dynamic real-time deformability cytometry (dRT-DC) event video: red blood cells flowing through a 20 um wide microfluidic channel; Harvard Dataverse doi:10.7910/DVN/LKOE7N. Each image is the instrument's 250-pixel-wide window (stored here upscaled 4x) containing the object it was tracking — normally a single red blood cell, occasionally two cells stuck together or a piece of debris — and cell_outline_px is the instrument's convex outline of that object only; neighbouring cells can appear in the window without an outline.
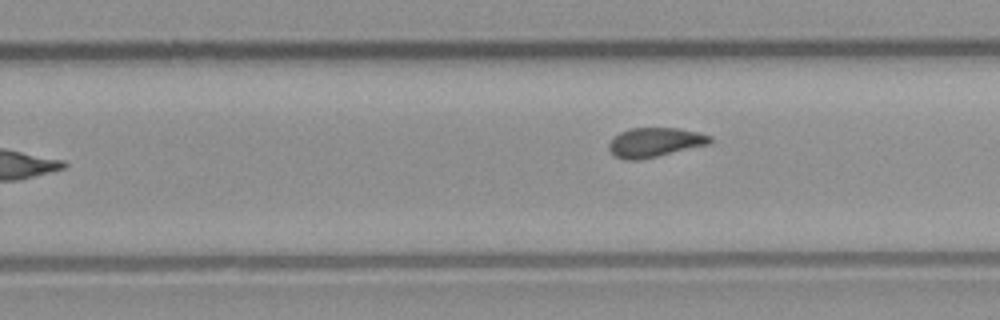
{"species": "common noctule bat (a hibernating species)", "species_latin": "Nyctalus noctula", "temperature_condition": "room temperature", "stored_images_in_passage": 11, "camera_frame_rate_fps": 3000, "um_per_image_px": 0.085, "animal": {"sex": "male", "body_mass_g": 23.1, "forearm_length_mm": 52.7}, "frame": {"image": 1, "passage_image": 11, "time_ms": 3.333, "image_size_px": [1000, 320], "cell_outline_px": [[712, 144], [640, 160], [624, 160], [616, 156], [608, 148], [608, 144], [620, 132], [628, 128], [676, 128], [696, 132], [712, 136]], "centroid_in_image_um": [55.69, 12.1], "position_along_channel_um": 274.1, "area_um2": 17.34}}